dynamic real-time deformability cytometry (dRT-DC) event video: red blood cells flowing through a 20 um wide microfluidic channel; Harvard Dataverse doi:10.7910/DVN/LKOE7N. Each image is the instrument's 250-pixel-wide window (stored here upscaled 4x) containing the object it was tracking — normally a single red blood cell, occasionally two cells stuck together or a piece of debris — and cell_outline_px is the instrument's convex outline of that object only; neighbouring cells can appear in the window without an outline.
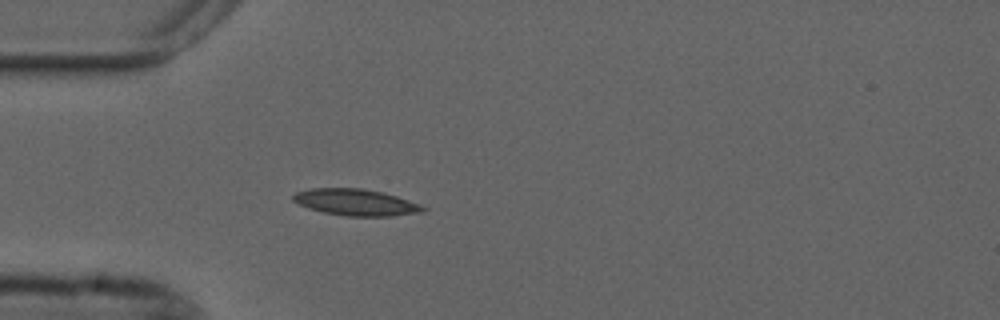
{"species": "common noctule bat (a hibernating species)", "species_latin": "Nyctalus noctula", "temperature_condition": "cold", "stored_images_in_passage": 40, "camera_frame_rate_fps": 3000, "um_per_image_px": 0.085, "animal": {"sex": "male", "forearm_length_mm": 52.5}, "frame": {"image": 1, "passage_image": 1, "time_ms": 0.0, "image_size_px": [1000, 320], "cell_outline_px": [[428, 208], [424, 212], [392, 216], [348, 216], [324, 212], [308, 208], [292, 200], [292, 196], [296, 192], [312, 188], [360, 188], [380, 192], [396, 196], [420, 204]], "centroid_in_image_um": [30.26, 17.2], "position_along_channel_um": 54.7, "area_um2": 19.94}}
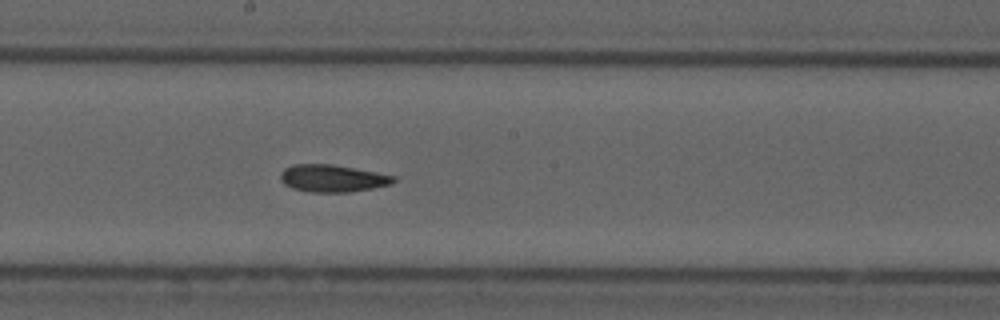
{"frame": {"image": 2, "passage_image": 15, "time_ms": 4.667, "image_size_px": [1000, 320], "cell_outline_px": [[396, 180], [392, 184], [372, 188], [348, 192], [308, 192], [292, 188], [284, 184], [280, 180], [280, 172], [284, 168], [292, 164], [332, 164], [376, 172], [396, 176]], "centroid_in_image_um": [28.23, 15.15], "position_along_channel_um": 220.0, "area_um2": 18.09}}
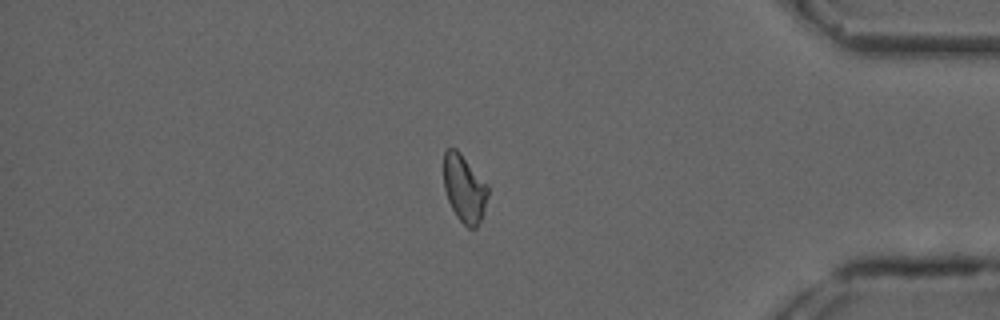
{"frame": {"image": 3, "passage_image": 32, "time_ms": 10.333, "image_size_px": [1000, 320], "cell_outline_px": [[488, 196], [480, 220], [476, 228], [468, 228], [456, 216], [448, 200], [444, 188], [444, 152], [448, 148], [456, 148], [460, 152], [488, 184]], "centroid_in_image_um": [39.47, 16.0], "position_along_channel_um": 395.7, "area_um2": 17.34}, "authors_computed_cell_mechanics": {"area_um2": 17.9469, "velocity_mm_per_s": 3.6786, "shape_relaxation_time_tau1_ms": null, "shape_relaxation_time_tau2_ms": 4.8205, "deformation_change_tau1": null, "deformation_change_tau2": 0.1086}}